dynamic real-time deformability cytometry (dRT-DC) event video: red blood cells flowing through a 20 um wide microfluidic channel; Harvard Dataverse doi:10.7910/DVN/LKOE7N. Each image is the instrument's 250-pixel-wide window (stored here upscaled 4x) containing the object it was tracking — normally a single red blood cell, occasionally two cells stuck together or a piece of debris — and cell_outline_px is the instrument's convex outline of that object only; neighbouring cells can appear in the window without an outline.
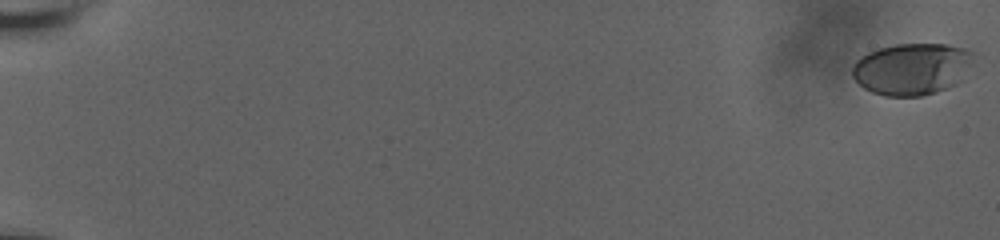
{"species": "human", "species_latin": "Homo sapiens", "temperature_condition": "room temperature", "stored_images_in_passage": 51, "camera_frame_rate_fps": 3000, "um_per_image_px": 0.085, "donor": {"sex": "male"}, "frame": {"image": 1, "passage_image": 1, "time_ms": 0.0, "image_size_px": [1000, 240], "cell_outline_px": [[976, 52], [960, 80], [956, 84], [948, 88], [936, 92], [920, 96], [884, 96], [872, 92], [864, 88], [852, 76], [852, 64], [860, 56], [868, 52], [880, 48], [896, 44], [948, 44], [964, 48]], "centroid_in_image_um": [77.49, 5.85], "position_along_channel_um": 7.5, "area_um2": 36.65}}
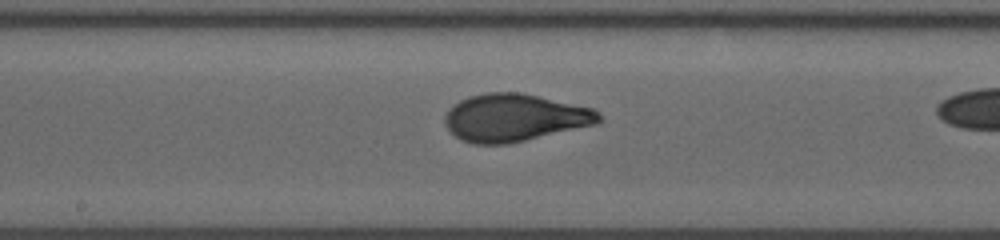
{"frame": {"image": 2, "passage_image": 36, "time_ms": 11.667, "image_size_px": [1000, 240], "cell_outline_px": [[604, 120], [596, 124], [508, 144], [472, 144], [460, 140], [444, 124], [444, 116], [452, 104], [468, 96], [488, 92], [520, 92], [592, 108], [600, 112]], "centroid_in_image_um": [43.72, 10.0], "position_along_channel_um": 204.5, "area_um2": 42.77}}
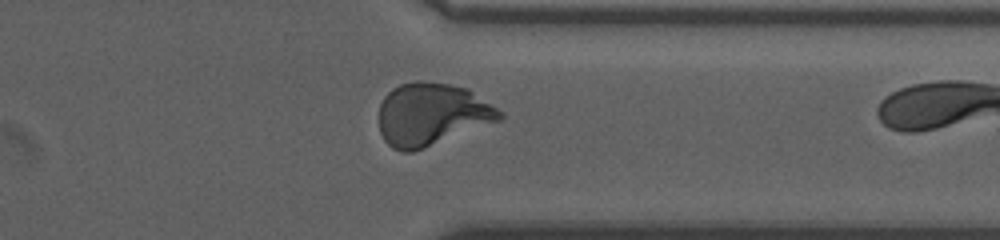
{"frame": {"image": 3, "passage_image": 50, "time_ms": 16.333, "image_size_px": [1000, 240], "cell_outline_px": [[504, 120], [412, 152], [400, 152], [392, 148], [384, 140], [380, 132], [380, 104], [384, 96], [392, 88], [400, 84], [416, 80], [424, 80], [448, 84], [468, 88], [504, 112]], "centroid_in_image_um": [36.73, 9.71], "position_along_channel_um": 374.7, "area_um2": 44.56}}